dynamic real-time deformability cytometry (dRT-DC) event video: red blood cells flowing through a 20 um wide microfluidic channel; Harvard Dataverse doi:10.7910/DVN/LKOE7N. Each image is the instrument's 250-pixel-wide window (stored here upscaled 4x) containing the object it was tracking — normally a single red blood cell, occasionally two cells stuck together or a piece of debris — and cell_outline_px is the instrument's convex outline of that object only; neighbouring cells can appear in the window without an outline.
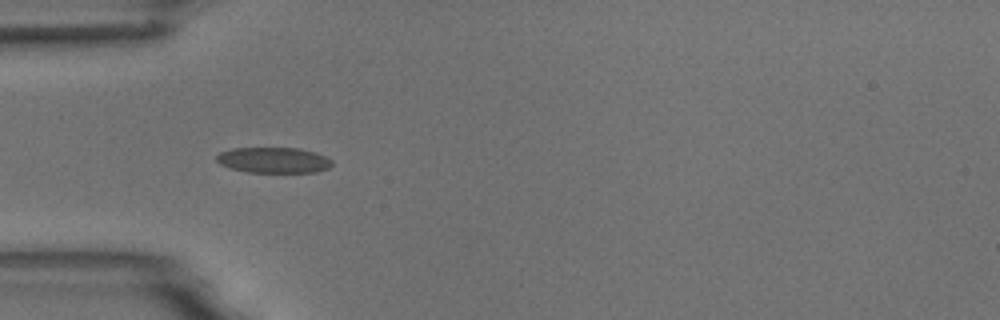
{"species": "common noctule bat (a hibernating species)", "species_latin": "Nyctalus noctula", "temperature_condition": "room temperature", "stored_images_in_passage": 8, "camera_frame_rate_fps": 3000, "um_per_image_px": 0.085, "animal": {"sex": "male", "body_mass_g": 18.8}, "frame": {"image": 1, "passage_image": 5, "time_ms": 5.333, "image_size_px": [1000, 320], "cell_outline_px": [[332, 164], [328, 168], [316, 172], [248, 172], [232, 168], [220, 164], [216, 160], [216, 156], [220, 152], [232, 148], [300, 148], [316, 152], [332, 160]], "centroid_in_image_um": [23.26, 13.6], "position_along_channel_um": 61.7, "area_um2": 17.22}}
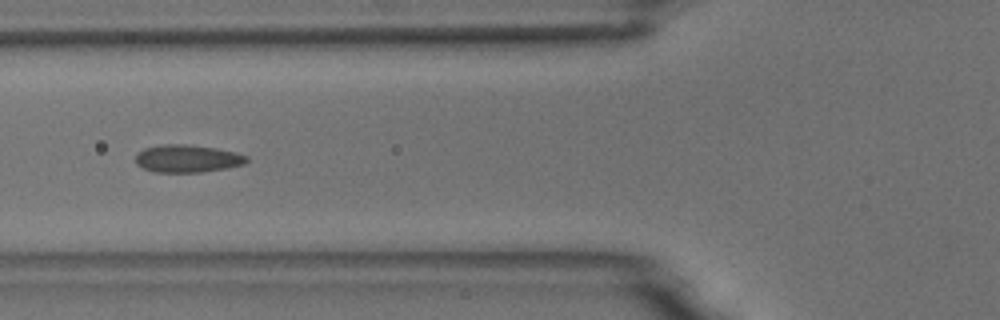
{"frame": {"image": 2, "passage_image": 6, "time_ms": 6.667, "image_size_px": [1000, 320], "cell_outline_px": [[248, 160], [244, 164], [228, 168], [200, 172], [156, 172], [144, 168], [136, 164], [136, 152], [144, 148], [160, 144], [188, 144], [216, 148], [236, 152], [248, 156]], "centroid_in_image_um": [15.93, 13.47], "position_along_channel_um": 109.9, "area_um2": 18.03}}